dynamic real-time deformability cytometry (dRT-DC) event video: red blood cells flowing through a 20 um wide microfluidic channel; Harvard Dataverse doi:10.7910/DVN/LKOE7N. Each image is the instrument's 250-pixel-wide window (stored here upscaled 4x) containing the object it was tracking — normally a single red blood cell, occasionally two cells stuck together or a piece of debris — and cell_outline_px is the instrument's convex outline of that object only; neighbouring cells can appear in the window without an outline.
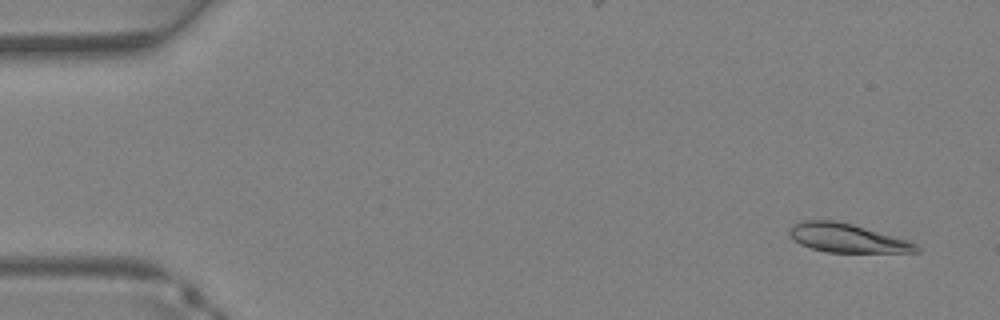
{"species": "Egyptian fruit bat (a non-hibernating species)", "species_latin": "Rousettus aegyptiacus", "temperature_condition": "warm", "stored_images_in_passage": 38, "segment_of_instrument_passage": [1, 2], "camera_frame_rate_fps": 3000, "um_per_image_px": 0.085, "animal": {"sex": "female"}, "frame": {"image": 1, "passage_image": 2, "time_ms": 0.333, "image_size_px": [1000, 320], "cell_outline_px": [[920, 252], [828, 252], [812, 248], [800, 244], [788, 232], [800, 220], [836, 220], [852, 224], [908, 240], [916, 244], [920, 248]], "centroid_in_image_um": [72.03, 20.23], "position_along_channel_um": 13.0, "area_um2": 20.92}}
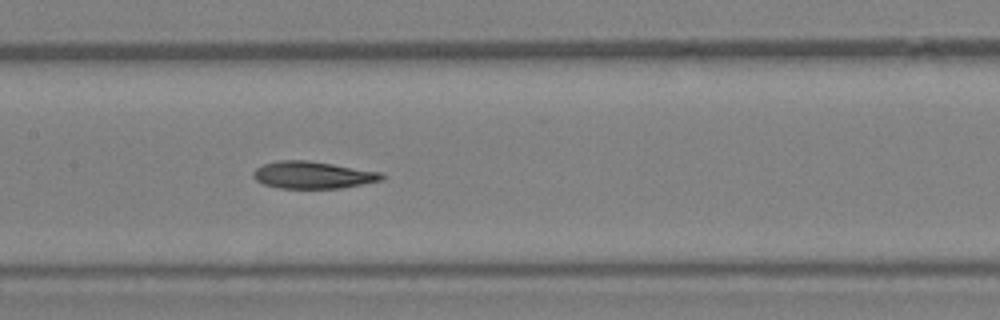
{"frame": {"image": 2, "passage_image": 18, "time_ms": 5.667, "image_size_px": [1000, 320], "cell_outline_px": [[388, 176], [384, 180], [340, 188], [280, 188], [264, 184], [256, 180], [252, 176], [252, 172], [256, 168], [264, 164], [280, 160], [304, 160], [332, 164], [384, 172]], "centroid_in_image_um": [26.64, 14.87], "position_along_channel_um": 180.8, "area_um2": 20.4}}
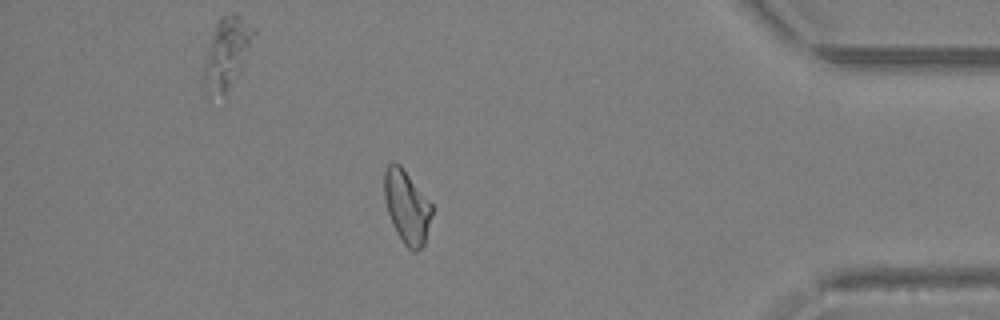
{"frame": {"image": 3, "passage_image": 32, "time_ms": 10.333, "image_size_px": [1000, 320], "cell_outline_px": [[432, 212], [424, 244], [416, 252], [412, 252], [404, 244], [396, 232], [392, 224], [388, 212], [384, 196], [384, 172], [388, 164], [392, 160], [400, 164], [432, 204]], "centroid_in_image_um": [34.56, 17.56], "position_along_channel_um": 400.6, "area_um2": 20.23}}